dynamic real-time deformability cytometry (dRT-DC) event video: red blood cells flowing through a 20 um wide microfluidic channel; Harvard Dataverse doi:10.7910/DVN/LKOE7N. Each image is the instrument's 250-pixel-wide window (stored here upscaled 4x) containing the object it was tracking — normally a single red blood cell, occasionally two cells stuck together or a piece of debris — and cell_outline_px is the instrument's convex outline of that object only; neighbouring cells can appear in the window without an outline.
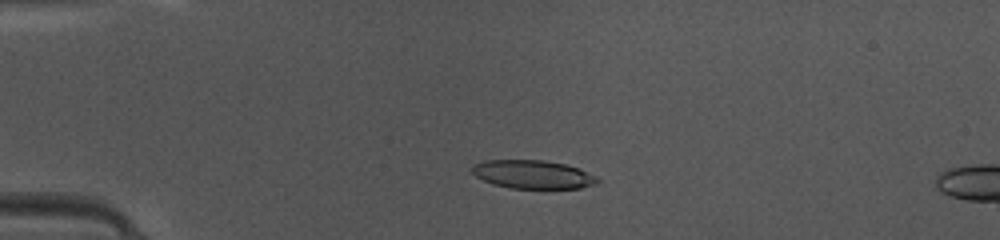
{"species": "common noctule bat (a hibernating species)", "species_latin": "Nyctalus noctula", "temperature_condition": "warm", "stored_images_in_passage": 44, "camera_frame_rate_fps": 3000, "um_per_image_px": 0.085, "animal": {"sex": "female", "body_mass_g": 10.0, "forearm_length_mm": 53.1}, "frame": {"image": 1, "passage_image": 8, "time_ms": 2.333, "image_size_px": [1000, 240], "cell_outline_px": [[600, 180], [596, 184], [580, 188], [508, 188], [492, 184], [476, 176], [472, 172], [472, 168], [476, 164], [488, 160], [544, 160], [564, 164], [580, 168], [596, 176]], "centroid_in_image_um": [45.33, 14.83], "position_along_channel_um": 39.7, "area_um2": 20.69}}
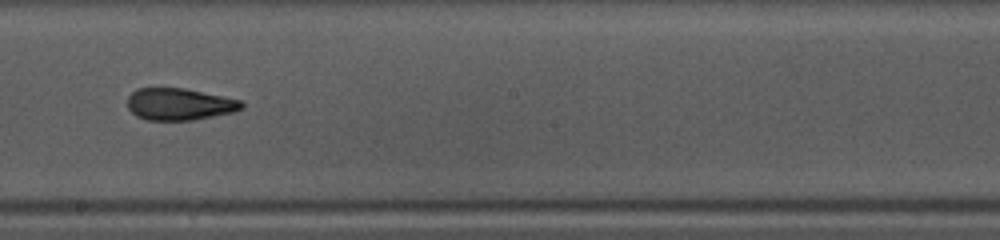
{"frame": {"image": 2, "passage_image": 24, "time_ms": 7.667, "image_size_px": [1000, 240], "cell_outline_px": [[244, 108], [236, 112], [192, 120], [148, 120], [136, 116], [128, 108], [128, 96], [136, 88], [184, 88], [240, 100], [244, 104]], "centroid_in_image_um": [15.26, 8.86], "position_along_channel_um": 232.9, "area_um2": 21.27}}
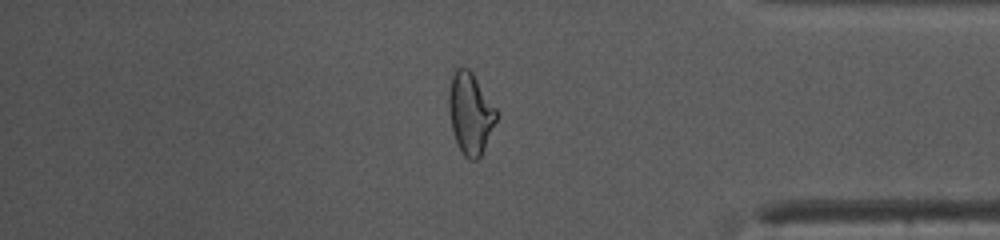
{"frame": {"image": 3, "passage_image": 37, "time_ms": 12.0, "image_size_px": [1000, 240], "cell_outline_px": [[496, 120], [484, 148], [480, 156], [476, 160], [468, 160], [464, 156], [456, 140], [452, 128], [448, 108], [448, 96], [452, 76], [456, 68], [460, 64], [468, 68], [472, 72], [496, 108]], "centroid_in_image_um": [39.96, 9.59], "position_along_channel_um": 395.2, "area_um2": 22.31}, "authors_computed_cell_mechanics": {"area_um2": 21.8195, "velocity_mm_per_s": 4.194, "shape_relaxation_time_tau1_ms": null, "shape_relaxation_time_tau2_ms": 2.1609, "deformation_change_tau1": null, "deformation_change_tau2": 0.0988}}